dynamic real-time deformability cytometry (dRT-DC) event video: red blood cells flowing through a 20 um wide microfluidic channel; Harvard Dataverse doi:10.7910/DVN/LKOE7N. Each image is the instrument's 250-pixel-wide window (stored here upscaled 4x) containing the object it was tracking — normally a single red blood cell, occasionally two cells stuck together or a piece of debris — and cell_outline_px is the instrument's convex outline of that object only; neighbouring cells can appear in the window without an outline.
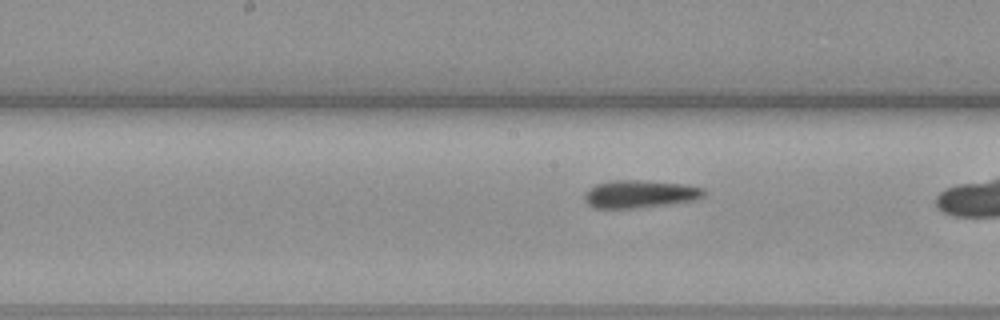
{"species": "common noctule bat (a hibernating species)", "species_latin": "Nyctalus noctula", "temperature_condition": "warm", "stored_images_in_passage": 33, "camera_frame_rate_fps": 3000, "um_per_image_px": 0.085, "animal": {"sex": "female", "body_mass_g": 19.3, "forearm_length_mm": 54.1}, "frame": {"image": 1, "passage_image": 23, "time_ms": 7.333, "image_size_px": [1000, 320], "cell_outline_px": [[708, 192], [704, 196], [696, 200], [632, 208], [592, 208], [584, 200], [584, 192], [588, 188], [596, 184], [612, 180], [640, 180], [684, 184], [704, 188]], "centroid_in_image_um": [54.37, 16.48], "position_along_channel_um": 193.8, "area_um2": 19.36}}